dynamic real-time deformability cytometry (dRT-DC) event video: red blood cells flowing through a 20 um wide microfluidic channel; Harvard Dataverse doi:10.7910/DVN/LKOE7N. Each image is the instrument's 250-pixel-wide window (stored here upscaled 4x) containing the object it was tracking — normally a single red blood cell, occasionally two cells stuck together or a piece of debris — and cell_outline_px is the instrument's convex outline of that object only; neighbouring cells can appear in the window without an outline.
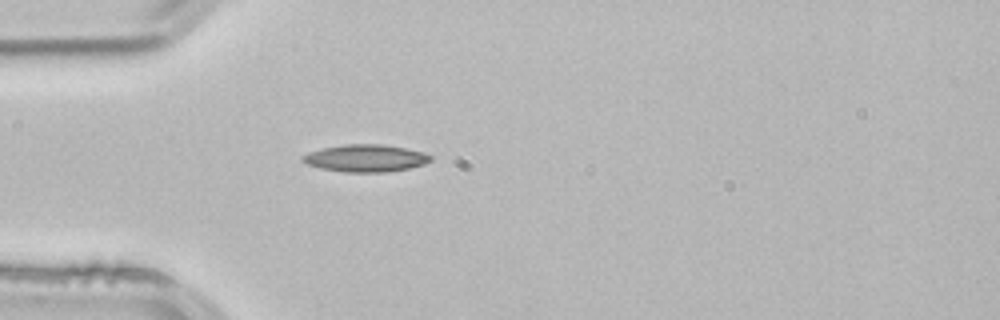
{"species": "common noctule bat (a hibernating species)", "species_latin": "Nyctalus noctula", "temperature_condition": "room temperature", "stored_images_in_passage": 1, "camera_frame_rate_fps": 3000, "um_per_image_px": 0.085, "animal": {"sex": "male", "body_mass_g": 21.5, "forearm_length_mm": 52.0}, "frame": {"image": 1, "passage_image": 1, "time_ms": 0.0, "image_size_px": [1000, 320], "cell_outline_px": [[432, 160], [424, 164], [408, 168], [384, 172], [344, 172], [320, 168], [308, 164], [300, 160], [300, 156], [308, 152], [324, 148], [348, 144], [380, 144], [404, 148], [420, 152], [432, 156]], "centroid_in_image_um": [31.03, 13.45], "position_along_channel_um": 54.0, "area_um2": 20.11}}